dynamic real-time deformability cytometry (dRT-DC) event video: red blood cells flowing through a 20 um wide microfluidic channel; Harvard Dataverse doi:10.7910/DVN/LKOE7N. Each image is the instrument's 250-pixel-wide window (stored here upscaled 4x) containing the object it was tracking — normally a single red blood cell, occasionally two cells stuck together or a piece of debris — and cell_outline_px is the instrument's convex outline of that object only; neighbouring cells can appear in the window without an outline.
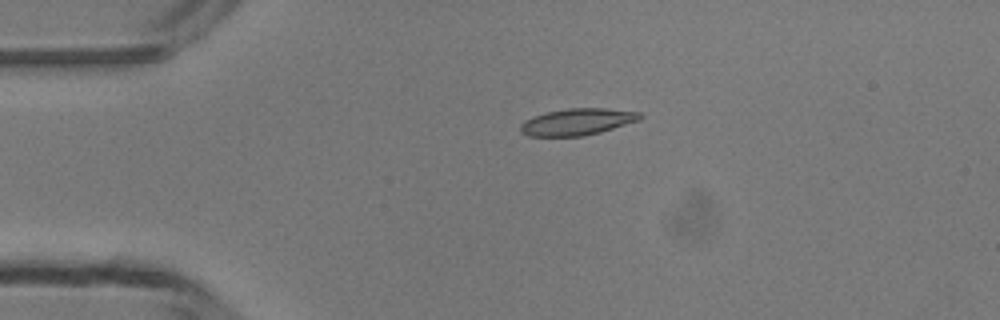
{"species": "common noctule bat (a hibernating species)", "species_latin": "Nyctalus noctula", "temperature_condition": "room temperature", "stored_images_in_passage": 5, "camera_frame_rate_fps": 3000, "um_per_image_px": 0.085, "animal": {"sex": "male", "body_mass_g": 13.3}, "frame": {"image": 1, "passage_image": 4, "time_ms": 3.333, "image_size_px": [1000, 320], "cell_outline_px": [[644, 116], [640, 120], [600, 132], [584, 136], [528, 136], [520, 132], [520, 124], [524, 120], [548, 112], [568, 108], [604, 108], [640, 112]], "centroid_in_image_um": [49.08, 10.36], "position_along_channel_um": 35.9, "area_um2": 18.55}}